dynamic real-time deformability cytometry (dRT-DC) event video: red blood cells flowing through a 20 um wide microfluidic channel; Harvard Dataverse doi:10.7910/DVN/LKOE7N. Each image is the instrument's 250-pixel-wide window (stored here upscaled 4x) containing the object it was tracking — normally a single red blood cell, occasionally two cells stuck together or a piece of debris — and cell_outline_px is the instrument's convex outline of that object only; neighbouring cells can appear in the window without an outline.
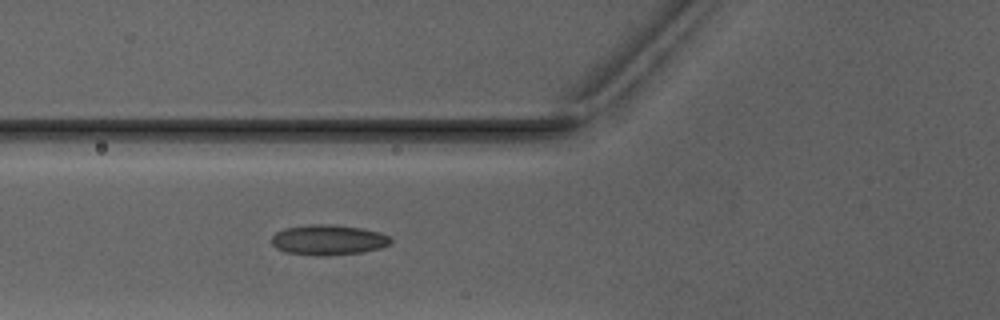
{"species": "Egyptian fruit bat (a non-hibernating species)", "species_latin": "Rousettus aegyptiacus", "temperature_condition": "warm", "stored_images_in_passage": 2, "camera_frame_rate_fps": 3000, "um_per_image_px": 0.085, "animal": {"sex": "male"}, "frame": {"image": 1, "passage_image": 2, "time_ms": 1.0, "image_size_px": [1000, 320], "cell_outline_px": [[392, 240], [388, 244], [380, 248], [364, 252], [324, 256], [316, 256], [284, 252], [276, 248], [272, 244], [272, 236], [276, 232], [284, 228], [308, 224], [328, 224], [360, 228], [380, 232], [388, 236]], "centroid_in_image_um": [27.87, 20.4], "position_along_channel_um": 97.9, "area_um2": 21.1}}